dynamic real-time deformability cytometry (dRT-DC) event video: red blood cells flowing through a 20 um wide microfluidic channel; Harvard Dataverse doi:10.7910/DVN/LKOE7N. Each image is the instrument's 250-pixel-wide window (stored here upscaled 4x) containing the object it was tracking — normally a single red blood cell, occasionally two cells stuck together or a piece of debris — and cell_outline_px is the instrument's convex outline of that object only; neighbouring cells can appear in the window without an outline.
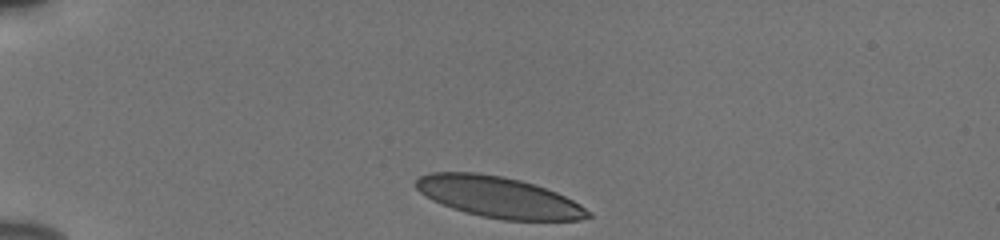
{"species": "human", "species_latin": "Homo sapiens", "temperature_condition": "cold", "stored_images_in_passage": 34, "camera_frame_rate_fps": 3000, "um_per_image_px": 0.085, "donor": {"sex": "male"}, "frame": {"image": 1, "passage_image": 1, "time_ms": 0.0, "image_size_px": [1000, 240], "cell_outline_px": [[592, 216], [580, 220], [504, 220], [480, 216], [464, 212], [452, 208], [432, 200], [420, 192], [412, 184], [420, 176], [428, 172], [476, 172], [500, 176], [520, 180], [536, 184], [556, 192], [580, 204], [592, 212]], "centroid_in_image_um": [42.37, 16.75], "position_along_channel_um": 42.6, "area_um2": 41.21}}
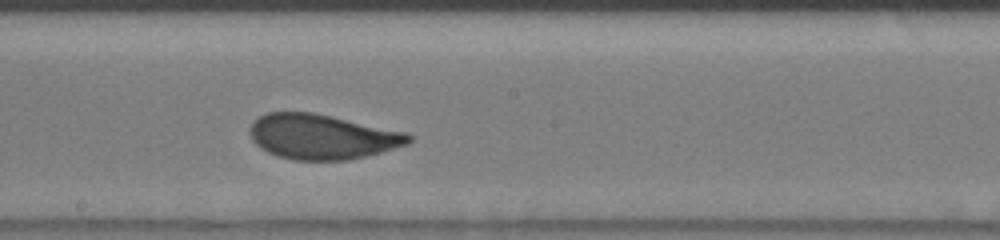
{"frame": {"image": 2, "passage_image": 19, "time_ms": 6.0, "image_size_px": [1000, 240], "cell_outline_px": [[412, 140], [408, 144], [380, 152], [348, 160], [292, 160], [276, 156], [260, 148], [252, 140], [252, 124], [260, 116], [268, 112], [312, 112], [332, 116], [404, 132], [412, 136]], "centroid_in_image_um": [27.37, 11.63], "position_along_channel_um": 220.8, "area_um2": 41.15}}
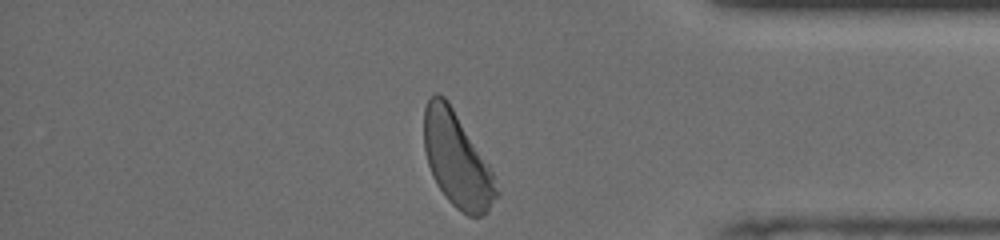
{"frame": {"image": 3, "passage_image": 34, "time_ms": 11.0, "image_size_px": [1000, 240], "cell_outline_px": [[500, 196], [488, 212], [484, 216], [468, 216], [460, 212], [448, 200], [436, 184], [432, 176], [424, 152], [424, 108], [428, 100], [436, 92], [444, 96], [448, 100], [496, 176], [500, 192]], "centroid_in_image_um": [38.87, 13.63], "position_along_channel_um": 396.3, "area_um2": 40.4}, "authors_computed_cell_mechanics": {"area_um2": 41.8183, "velocity_mm_per_s": 3.8128, "shape_relaxation_time_tau1_ms": 3.3372, "shape_relaxation_time_tau2_ms": null, "deformation_change_tau1": 0.1264, "deformation_change_tau2": null}}